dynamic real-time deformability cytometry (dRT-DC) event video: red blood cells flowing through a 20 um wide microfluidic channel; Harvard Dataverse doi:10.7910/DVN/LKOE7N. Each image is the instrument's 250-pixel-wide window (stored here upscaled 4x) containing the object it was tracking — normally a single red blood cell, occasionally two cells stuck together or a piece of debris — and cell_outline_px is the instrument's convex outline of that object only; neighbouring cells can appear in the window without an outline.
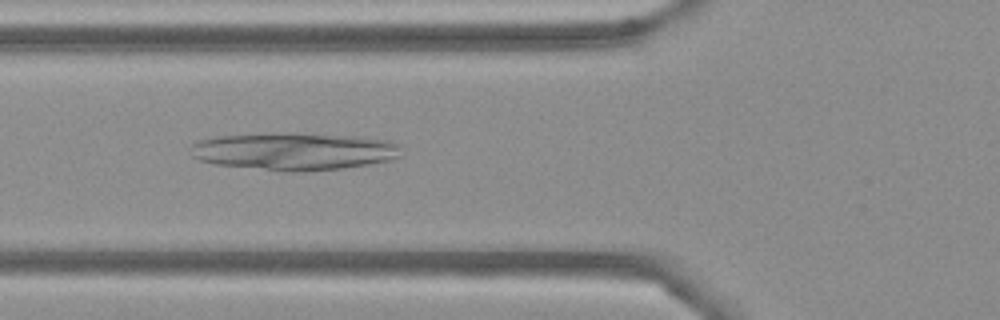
{"species": "Egyptian fruit bat (a non-hibernating species)", "species_latin": "Rousettus aegyptiacus", "temperature_condition": "cold", "stored_images_in_passage": 47, "camera_frame_rate_fps": 3000, "um_per_image_px": 0.085, "frame": {"image": 1, "passage_image": 13, "time_ms": 4.0, "image_size_px": [1000, 320], "cell_outline_px": [[400, 156], [388, 160], [368, 164], [340, 168], [296, 172], [288, 172], [212, 164], [200, 160], [192, 156], [188, 148], [196, 140], [212, 136], [360, 136], [392, 140], [400, 144]], "centroid_in_image_um": [24.98, 12.91], "position_along_channel_um": 100.8, "area_um2": 44.68}}
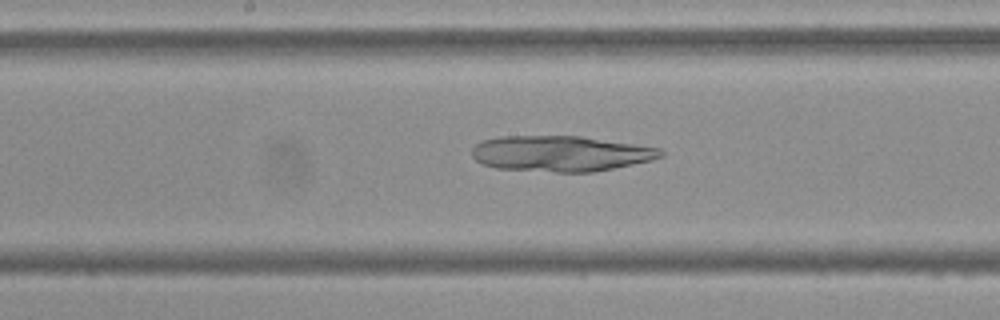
{"frame": {"image": 2, "passage_image": 21, "time_ms": 6.667, "image_size_px": [1000, 320], "cell_outline_px": [[664, 156], [652, 160], [592, 172], [556, 172], [496, 168], [480, 164], [472, 156], [472, 148], [480, 140], [496, 136], [580, 136], [660, 148], [664, 152]], "centroid_in_image_um": [47.6, 13.05], "position_along_channel_um": 200.6, "area_um2": 39.3}}
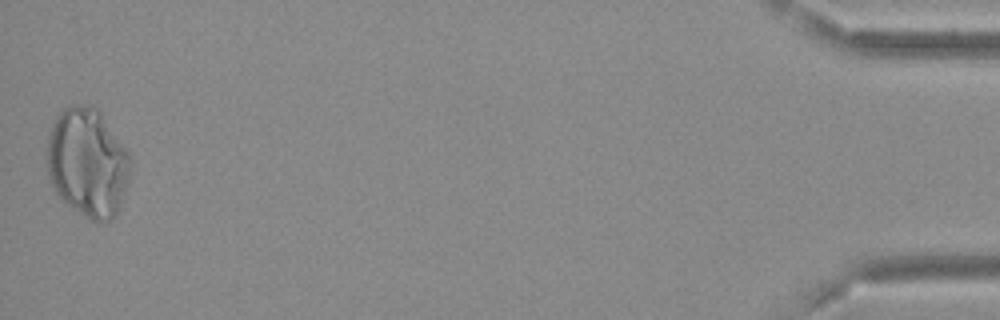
{"frame": {"image": 3, "passage_image": 47, "time_ms": 15.333, "image_size_px": [1000, 320], "cell_outline_px": [[132, 164], [128, 180], [120, 204], [116, 212], [104, 224], [100, 224], [84, 216], [68, 204], [56, 192], [48, 176], [48, 136], [56, 116], [64, 108], [76, 104], [88, 104], [96, 108], [100, 112], [128, 152], [132, 160]], "centroid_in_image_um": [7.45, 13.81], "position_along_channel_um": 427.7, "area_um2": 52.48}}